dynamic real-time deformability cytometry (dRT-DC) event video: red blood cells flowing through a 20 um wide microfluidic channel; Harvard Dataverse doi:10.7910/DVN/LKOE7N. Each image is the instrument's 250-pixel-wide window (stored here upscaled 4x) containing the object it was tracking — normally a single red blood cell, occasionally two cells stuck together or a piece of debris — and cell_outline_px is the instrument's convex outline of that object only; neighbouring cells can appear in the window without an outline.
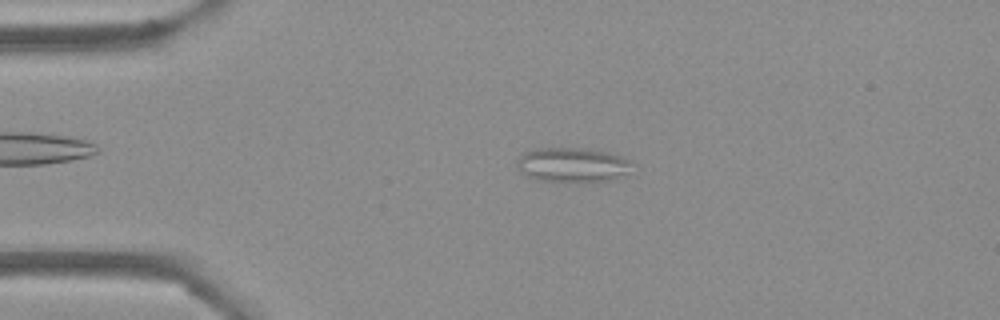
{"species": "Egyptian fruit bat (a non-hibernating species)", "species_latin": "Rousettus aegyptiacus", "temperature_condition": "cold", "stored_images_in_passage": 46, "camera_frame_rate_fps": 3000, "um_per_image_px": 0.085, "frame": {"image": 1, "passage_image": 4, "time_ms": 1.0, "image_size_px": [1000, 320], "cell_outline_px": [[636, 164], [628, 172], [612, 180], [588, 184], [536, 180], [524, 176], [516, 168], [516, 160], [524, 152], [536, 148], [580, 148], [608, 152], [632, 160]], "centroid_in_image_um": [48.66, 14.05], "position_along_channel_um": 36.3, "area_um2": 24.22}}
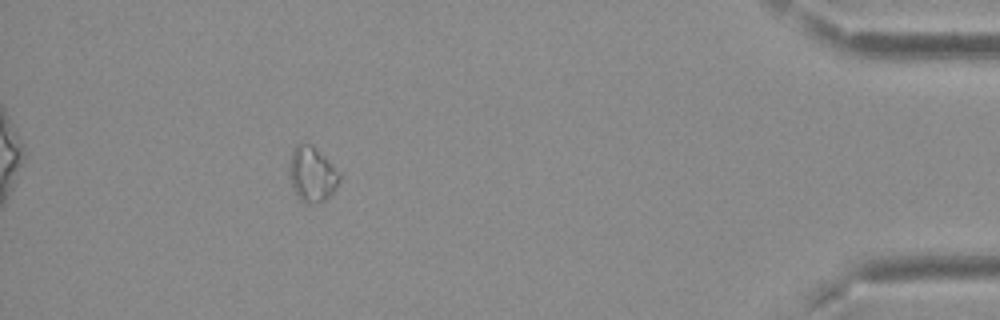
{"frame": {"image": 2, "passage_image": 41, "time_ms": 13.333, "image_size_px": [1000, 320], "cell_outline_px": [[340, 180], [336, 188], [320, 204], [304, 204], [300, 200], [292, 188], [288, 176], [288, 168], [292, 148], [300, 140], [304, 140], [312, 144], [340, 172]], "centroid_in_image_um": [26.48, 14.78], "position_along_channel_um": 408.7, "area_um2": 16.76}}